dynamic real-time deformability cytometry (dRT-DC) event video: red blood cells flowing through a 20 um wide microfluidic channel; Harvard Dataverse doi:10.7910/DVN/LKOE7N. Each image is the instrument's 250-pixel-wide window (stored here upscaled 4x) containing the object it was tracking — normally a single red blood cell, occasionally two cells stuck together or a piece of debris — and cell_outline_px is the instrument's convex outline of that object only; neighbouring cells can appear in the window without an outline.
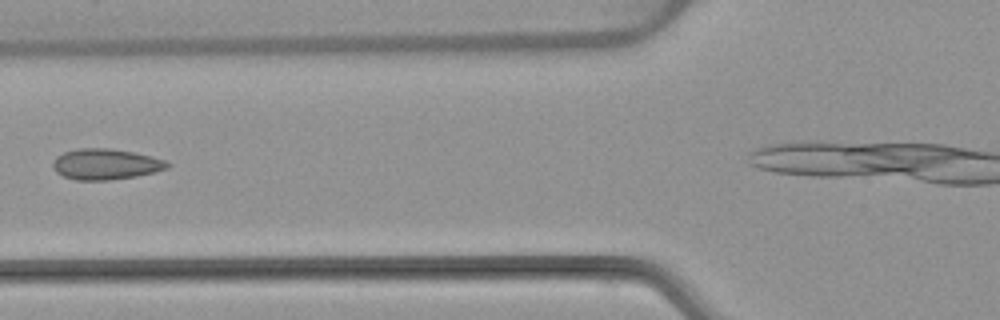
{"species": "common noctule bat (a hibernating species)", "species_latin": "Nyctalus noctula", "temperature_condition": "warm", "stored_images_in_passage": 5, "camera_frame_rate_fps": 3000, "um_per_image_px": 0.085, "animal": {"sex": "female", "body_mass_g": 22.7, "forearm_length_mm": 54.2}, "frame": {"image": 1, "passage_image": 3, "time_ms": 2.667, "image_size_px": [1000, 320], "cell_outline_px": [[172, 164], [168, 168], [136, 176], [108, 180], [76, 180], [64, 176], [56, 172], [52, 164], [56, 156], [64, 152], [76, 148], [112, 148], [152, 156], [164, 160]], "centroid_in_image_um": [8.97, 13.94], "position_along_channel_um": 116.8, "area_um2": 20.52}}